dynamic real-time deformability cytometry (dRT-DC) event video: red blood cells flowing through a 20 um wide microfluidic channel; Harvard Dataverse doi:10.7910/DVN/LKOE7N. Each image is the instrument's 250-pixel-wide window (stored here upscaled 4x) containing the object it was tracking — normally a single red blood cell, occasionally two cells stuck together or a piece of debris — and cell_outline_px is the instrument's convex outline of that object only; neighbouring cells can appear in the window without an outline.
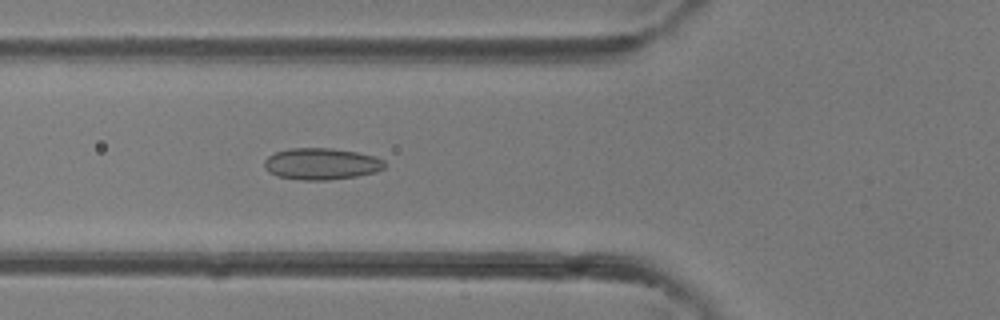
{"species": "common noctule bat (a hibernating species)", "species_latin": "Nyctalus noctula", "temperature_condition": "room temperature", "stored_images_in_passage": 39, "camera_frame_rate_fps": 3000, "um_per_image_px": 0.085, "animal": {"sex": "female"}, "frame": {"image": 1, "passage_image": 14, "time_ms": 4.333, "image_size_px": [1000, 320], "cell_outline_px": [[384, 168], [376, 172], [356, 176], [328, 180], [304, 180], [276, 176], [268, 172], [264, 168], [264, 160], [268, 156], [276, 152], [288, 148], [332, 148], [356, 152], [376, 156], [384, 160]], "centroid_in_image_um": [27.3, 13.92], "position_along_channel_um": 98.5, "area_um2": 22.25}}
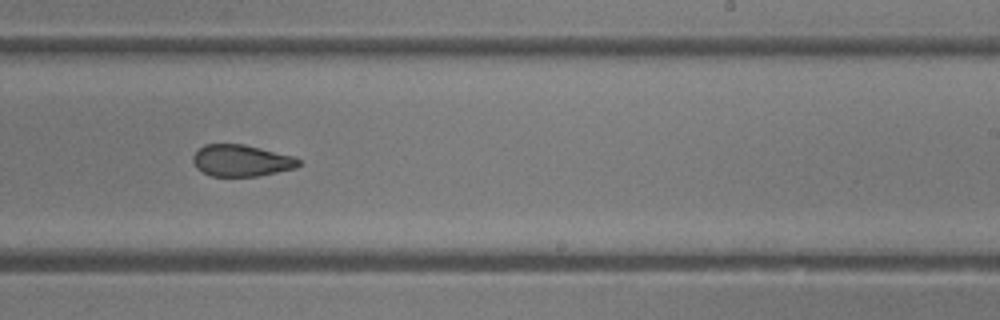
{"frame": {"image": 2, "passage_image": 24, "time_ms": 7.667, "image_size_px": [1000, 320], "cell_outline_px": [[300, 164], [296, 168], [256, 176], [212, 176], [196, 168], [192, 160], [192, 156], [204, 144], [244, 144], [292, 156], [300, 160]], "centroid_in_image_um": [20.49, 13.65], "position_along_channel_um": 268.5, "area_um2": 19.31}}
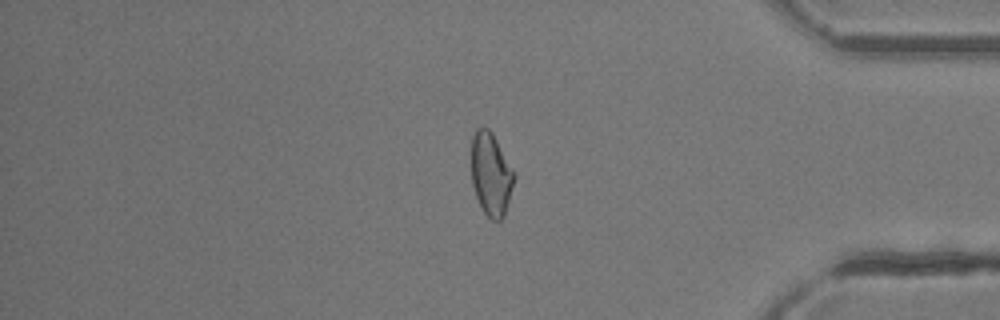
{"frame": {"image": 3, "passage_image": 33, "time_ms": 10.667, "image_size_px": [1000, 320], "cell_outline_px": [[516, 176], [504, 216], [500, 220], [492, 220], [484, 212], [476, 196], [472, 184], [472, 136], [476, 128], [488, 128], [492, 132], [516, 172]], "centroid_in_image_um": [41.75, 14.78], "position_along_channel_um": 393.4, "area_um2": 20.75}}